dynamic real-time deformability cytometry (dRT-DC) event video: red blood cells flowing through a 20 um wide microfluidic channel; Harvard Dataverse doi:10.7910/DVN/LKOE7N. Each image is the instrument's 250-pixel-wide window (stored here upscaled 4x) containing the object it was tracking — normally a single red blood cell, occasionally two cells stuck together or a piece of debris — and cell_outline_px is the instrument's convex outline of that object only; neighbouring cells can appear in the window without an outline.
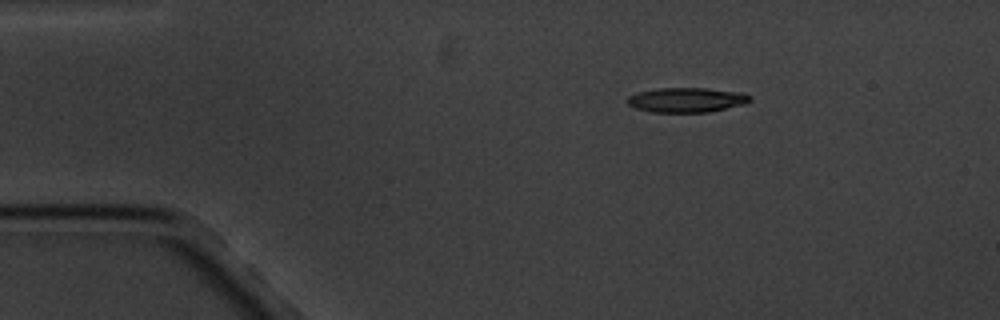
{"species": "common noctule bat (a hibernating species)", "species_latin": "Nyctalus noctula", "temperature_condition": "cold", "stored_images_in_passage": 4, "camera_frame_rate_fps": 3000, "um_per_image_px": 0.085, "animal": {"sex": "male", "body_mass_g": 20.1, "forearm_length_mm": 53.5}, "frame": {"image": 1, "passage_image": 2, "time_ms": 1.333, "image_size_px": [1000, 320], "cell_outline_px": [[752, 100], [744, 104], [708, 112], [652, 112], [636, 108], [628, 104], [624, 100], [628, 96], [636, 92], [660, 88], [704, 88], [744, 92], [752, 96]], "centroid_in_image_um": [58.36, 8.48], "position_along_channel_um": 26.6, "area_um2": 17.8}}